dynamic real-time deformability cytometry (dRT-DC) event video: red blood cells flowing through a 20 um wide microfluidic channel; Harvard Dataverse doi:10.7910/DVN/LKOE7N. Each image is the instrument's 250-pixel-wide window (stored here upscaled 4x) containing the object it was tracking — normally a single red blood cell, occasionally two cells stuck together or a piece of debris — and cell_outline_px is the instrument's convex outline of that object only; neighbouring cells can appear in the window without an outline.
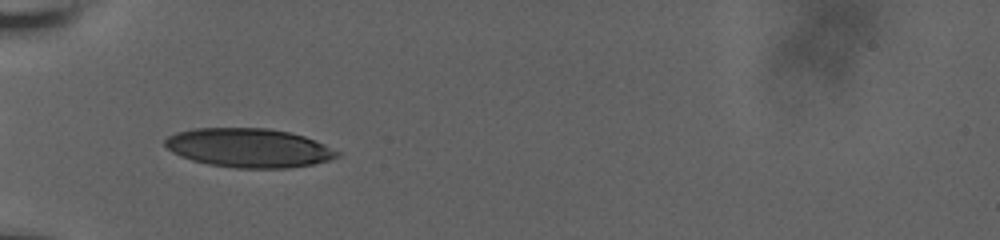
{"species": "human", "species_latin": "Homo sapiens", "temperature_condition": "room temperature", "stored_images_in_passage": 39, "camera_frame_rate_fps": 3000, "um_per_image_px": 0.085, "donor": {"sex": "male"}, "frame": {"image": 1, "passage_image": 1, "time_ms": 0.0, "image_size_px": [1000, 240], "cell_outline_px": [[340, 156], [328, 160], [312, 164], [288, 168], [236, 168], [208, 164], [192, 160], [180, 156], [172, 152], [164, 144], [164, 140], [168, 136], [176, 132], [192, 128], [268, 128], [288, 132], [304, 136], [324, 144], [340, 152]], "centroid_in_image_um": [21.12, 12.56], "position_along_channel_um": 63.9, "area_um2": 39.13}}
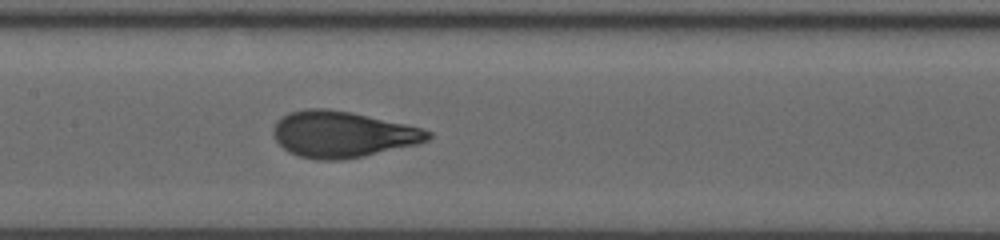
{"frame": {"image": 2, "passage_image": 22, "time_ms": 3.333, "image_size_px": [1000, 240], "cell_outline_px": [[432, 136], [428, 140], [416, 144], [364, 156], [340, 160], [316, 160], [300, 156], [288, 152], [272, 136], [272, 128], [276, 120], [280, 116], [288, 112], [304, 108], [328, 108], [352, 112], [424, 128], [432, 132]], "centroid_in_image_um": [29.07, 11.4], "position_along_channel_um": 178.3, "area_um2": 42.02}}
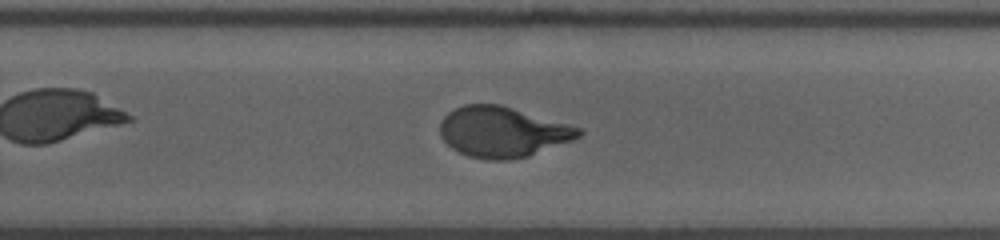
{"frame": {"image": 3, "passage_image": 34, "time_ms": 6.333, "image_size_px": [1000, 240], "cell_outline_px": [[584, 132], [580, 136], [572, 140], [528, 156], [508, 160], [488, 160], [468, 156], [452, 148], [440, 136], [440, 120], [448, 112], [464, 104], [500, 104], [584, 128]], "centroid_in_image_um": [42.73, 11.2], "position_along_channel_um": 287.1, "area_um2": 40.92}}